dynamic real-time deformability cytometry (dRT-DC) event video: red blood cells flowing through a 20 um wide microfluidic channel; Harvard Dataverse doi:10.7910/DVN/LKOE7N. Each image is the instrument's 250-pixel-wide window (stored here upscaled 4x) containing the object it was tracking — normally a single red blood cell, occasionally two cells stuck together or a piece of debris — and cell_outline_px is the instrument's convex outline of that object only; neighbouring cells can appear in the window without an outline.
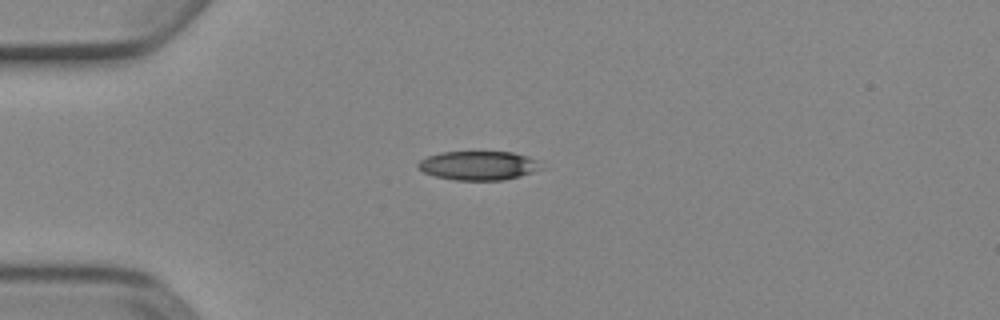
{"species": "Egyptian fruit bat (a non-hibernating species)", "species_latin": "Rousettus aegyptiacus", "temperature_condition": "cold", "stored_images_in_passage": 4, "camera_frame_rate_fps": 3000, "um_per_image_px": 0.085, "animal": {"sex": "female"}, "frame": {"image": 1, "passage_image": 1, "time_ms": 0.0, "image_size_px": [1000, 320], "cell_outline_px": [[548, 168], [520, 176], [504, 180], [456, 180], [436, 176], [424, 172], [416, 164], [420, 160], [428, 156], [440, 152], [512, 152], [528, 156], [540, 160]], "centroid_in_image_um": [40.78, 14.07], "position_along_channel_um": 44.2, "area_um2": 21.1}}
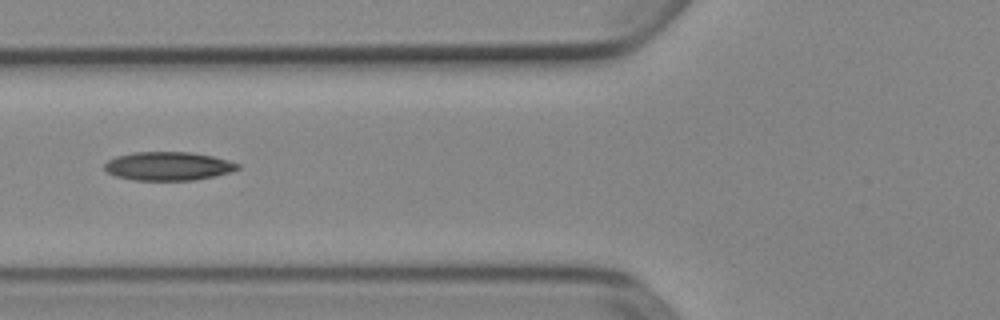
{"frame": {"image": 2, "passage_image": 3, "time_ms": 0.667, "image_size_px": [1000, 320], "cell_outline_px": [[240, 168], [216, 176], [196, 180], [132, 180], [116, 176], [108, 172], [104, 168], [104, 164], [108, 160], [116, 156], [136, 152], [192, 152], [212, 156], [228, 160], [240, 164]], "centroid_in_image_um": [14.3, 14.12], "position_along_channel_um": 111.5, "area_um2": 22.2}}
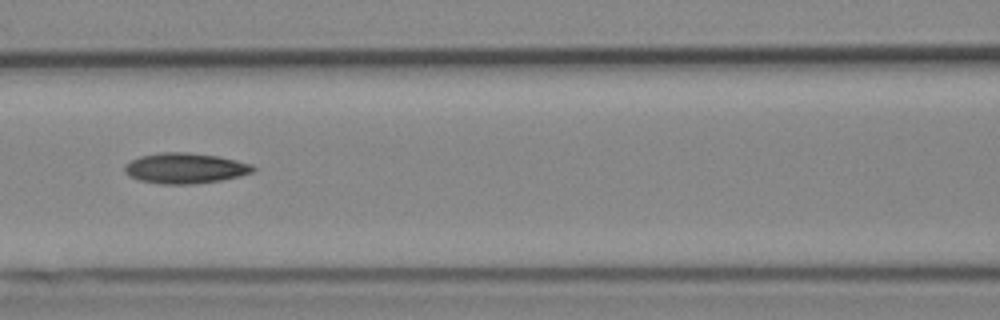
{"frame": {"image": 3, "passage_image": 4, "time_ms": 1.0, "image_size_px": [1000, 320], "cell_outline_px": [[256, 168], [252, 172], [240, 176], [220, 180], [196, 184], [160, 184], [140, 180], [128, 176], [124, 172], [124, 164], [140, 156], [160, 152], [188, 152], [220, 156], [252, 164]], "centroid_in_image_um": [15.72, 14.29], "position_along_channel_um": 150.9, "area_um2": 23.0}}